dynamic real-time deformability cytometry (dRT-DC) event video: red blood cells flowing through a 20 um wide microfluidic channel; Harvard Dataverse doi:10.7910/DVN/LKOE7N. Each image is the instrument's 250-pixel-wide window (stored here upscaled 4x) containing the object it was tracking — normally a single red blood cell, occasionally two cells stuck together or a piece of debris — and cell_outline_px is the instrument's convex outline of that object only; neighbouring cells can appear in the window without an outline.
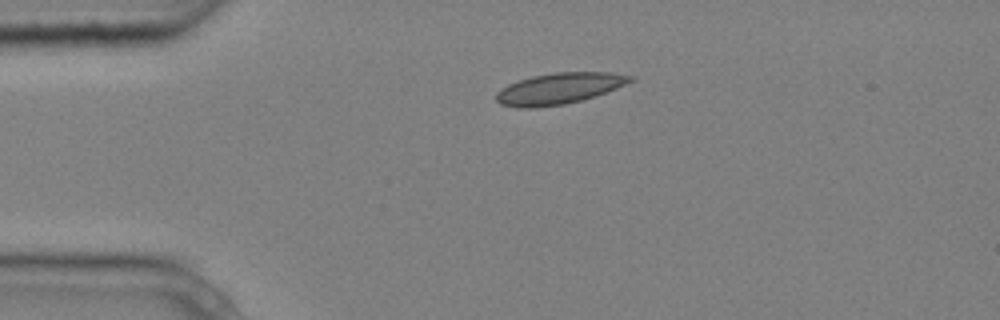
{"species": "common noctule bat (a hibernating species)", "species_latin": "Nyctalus noctula", "temperature_condition": "cold", "stored_images_in_passage": 5, "camera_frame_rate_fps": 3000, "um_per_image_px": 0.085, "animal": {"sex": "male", "body_mass_g": 20.4}, "frame": {"image": 1, "passage_image": 5, "time_ms": 1.333, "image_size_px": [1000, 320], "cell_outline_px": [[636, 80], [616, 88], [580, 100], [564, 104], [532, 108], [516, 108], [500, 104], [496, 100], [496, 92], [500, 88], [508, 84], [532, 76], [556, 72], [612, 72], [632, 76]], "centroid_in_image_um": [47.49, 7.52], "position_along_channel_um": 37.5, "area_um2": 24.22}}